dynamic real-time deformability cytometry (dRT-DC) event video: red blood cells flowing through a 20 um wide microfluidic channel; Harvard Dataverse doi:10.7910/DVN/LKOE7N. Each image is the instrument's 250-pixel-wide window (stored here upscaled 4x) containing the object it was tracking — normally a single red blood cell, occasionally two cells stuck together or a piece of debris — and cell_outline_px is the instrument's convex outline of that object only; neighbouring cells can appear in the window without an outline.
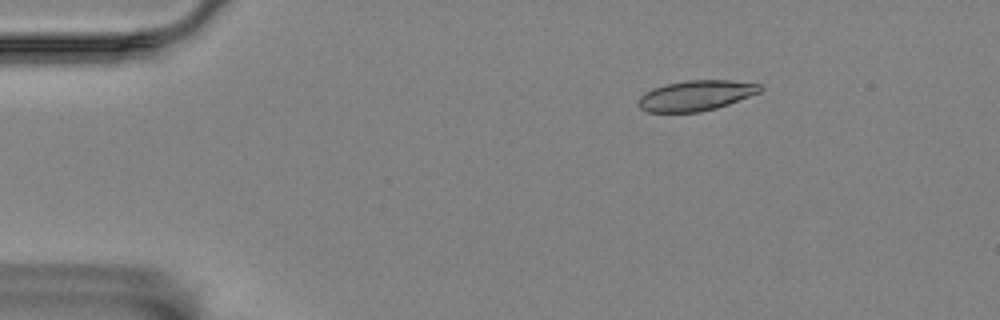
{"species": "Egyptian fruit bat (a non-hibernating species)", "species_latin": "Rousettus aegyptiacus", "temperature_condition": "room temperature", "stored_images_in_passage": 5, "camera_frame_rate_fps": 3000, "um_per_image_px": 0.085, "animal": {"sex": "female"}, "frame": {"image": 1, "passage_image": 3, "time_ms": 2.333, "image_size_px": [1000, 320], "cell_outline_px": [[764, 88], [760, 92], [728, 104], [716, 108], [700, 112], [648, 112], [640, 108], [636, 104], [640, 96], [644, 92], [652, 88], [684, 80], [728, 80], [760, 84]], "centroid_in_image_um": [59.12, 8.12], "position_along_channel_um": 25.9, "area_um2": 21.56}}